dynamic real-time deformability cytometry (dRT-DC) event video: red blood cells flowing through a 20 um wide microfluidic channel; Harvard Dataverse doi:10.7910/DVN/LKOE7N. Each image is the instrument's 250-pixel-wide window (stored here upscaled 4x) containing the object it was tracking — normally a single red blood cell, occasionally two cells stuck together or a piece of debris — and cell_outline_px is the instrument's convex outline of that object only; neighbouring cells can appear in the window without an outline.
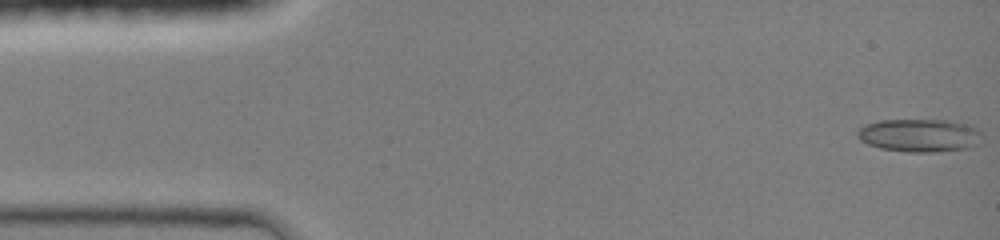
{"species": "common noctule bat (a hibernating species)", "species_latin": "Nyctalus noctula", "temperature_condition": "room temperature", "stored_images_in_passage": 45, "camera_frame_rate_fps": 3000, "um_per_image_px": 0.085, "animal": {"sex": "female", "body_mass_g": 19.0, "forearm_length_mm": 51.5}, "frame": {"image": 1, "passage_image": 1, "time_ms": 0.0, "image_size_px": [1000, 240], "cell_outline_px": [[984, 140], [980, 144], [968, 148], [936, 152], [908, 152], [880, 148], [868, 144], [860, 140], [856, 136], [856, 132], [864, 124], [880, 120], [956, 120], [976, 128], [980, 132]], "centroid_in_image_um": [78.19, 11.5], "position_along_channel_um": 6.8, "area_um2": 24.39}}
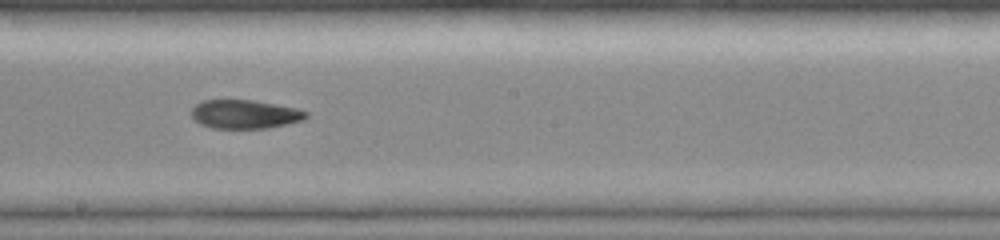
{"frame": {"image": 2, "passage_image": 25, "time_ms": 8.0, "image_size_px": [1000, 240], "cell_outline_px": [[308, 116], [304, 120], [268, 128], [212, 128], [200, 124], [192, 116], [192, 108], [196, 104], [204, 100], [252, 100], [296, 108], [308, 112]], "centroid_in_image_um": [20.82, 9.71], "position_along_channel_um": 227.4, "area_um2": 19.07}}
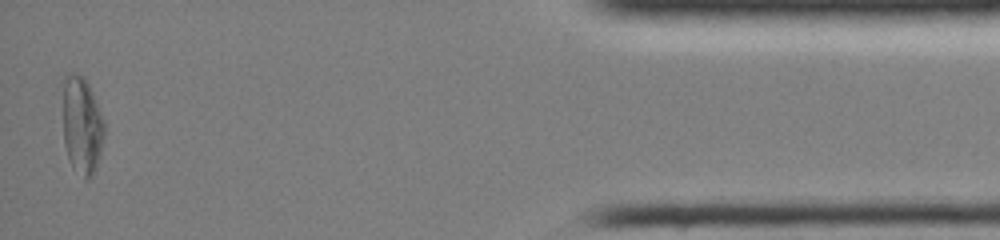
{"frame": {"image": 3, "passage_image": 44, "time_ms": 14.333, "image_size_px": [1000, 240], "cell_outline_px": [[104, 136], [96, 168], [92, 176], [88, 180], [84, 180], [72, 168], [68, 160], [64, 144], [64, 76], [68, 72], [80, 72], [84, 76], [92, 92], [104, 120]], "centroid_in_image_um": [6.96, 10.67], "position_along_channel_um": 428.2, "area_um2": 23.76}, "authors_computed_cell_mechanics": {"area_um2": 20.6346, "velocity_mm_per_s": 4.2504, "shape_relaxation_time_tau1_ms": null, "shape_relaxation_time_tau2_ms": 5.86, "deformation_change_tau1": null, "deformation_change_tau2": 0.1215}}